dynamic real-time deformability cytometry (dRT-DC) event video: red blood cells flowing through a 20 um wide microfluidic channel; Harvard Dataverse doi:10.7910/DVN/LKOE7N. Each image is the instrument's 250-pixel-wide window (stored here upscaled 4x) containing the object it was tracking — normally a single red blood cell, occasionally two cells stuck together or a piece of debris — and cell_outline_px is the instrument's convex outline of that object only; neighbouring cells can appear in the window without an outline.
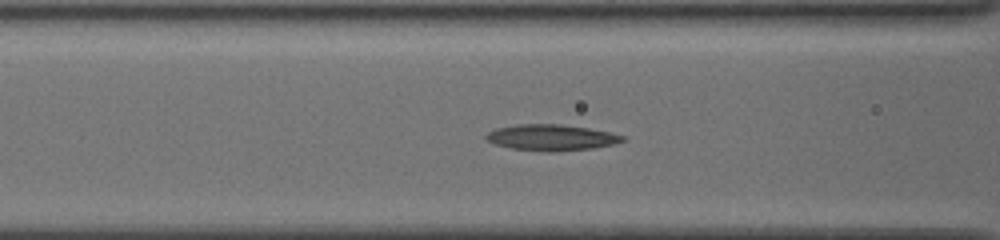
{"species": "common noctule bat (a hibernating species)", "species_latin": "Nyctalus noctula", "temperature_condition": "cold", "stored_images_in_passage": 50, "camera_frame_rate_fps": 3000, "um_per_image_px": 0.085, "animal": {"sex": "female", "body_mass_g": 19.5, "forearm_length_mm": 54.1}, "frame": {"image": 1, "passage_image": 19, "time_ms": 6.0, "image_size_px": [1000, 240], "cell_outline_px": [[628, 140], [612, 144], [592, 148], [560, 152], [544, 152], [508, 148], [484, 140], [484, 136], [488, 132], [496, 128], [516, 124], [560, 124], [588, 128], [608, 132], [624, 136]], "centroid_in_image_um": [46.82, 11.7], "position_along_channel_um": 119.8, "area_um2": 20.98}}
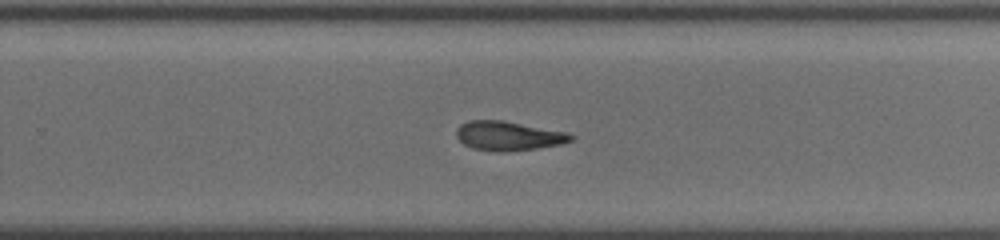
{"frame": {"image": 2, "passage_image": 32, "time_ms": 10.333, "image_size_px": [1000, 240], "cell_outline_px": [[576, 136], [572, 140], [560, 144], [536, 148], [500, 152], [472, 148], [464, 144], [456, 136], [456, 128], [460, 124], [468, 120], [500, 120], [568, 132]], "centroid_in_image_um": [43.2, 11.54], "position_along_channel_um": 286.6, "area_um2": 19.42}}
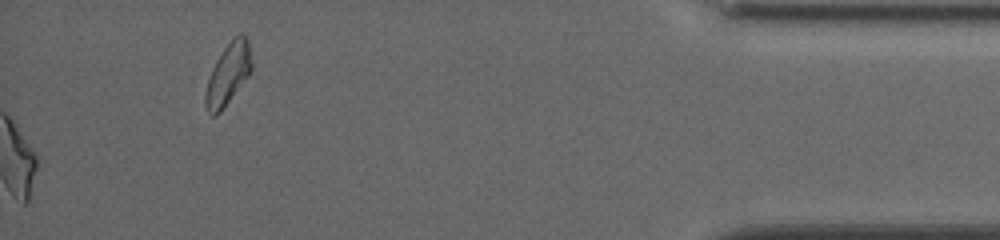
{"frame": {"image": 3, "passage_image": 50, "time_ms": 16.333, "image_size_px": [1000, 240], "cell_outline_px": [[252, 72], [220, 112], [216, 116], [212, 116], [208, 112], [204, 104], [204, 96], [208, 80], [212, 68], [216, 60], [232, 36], [240, 32], [248, 40], [252, 64]], "centroid_in_image_um": [19.39, 6.28], "position_along_channel_um": 415.8, "area_um2": 16.7}, "authors_computed_cell_mechanics": {"area_um2": 19.9121, "velocity_mm_per_s": 3.8608, "shape_relaxation_time_tau1_ms": null, "shape_relaxation_time_tau2_ms": 3.8759, "deformation_change_tau1": null, "deformation_change_tau2": 0.1217}}